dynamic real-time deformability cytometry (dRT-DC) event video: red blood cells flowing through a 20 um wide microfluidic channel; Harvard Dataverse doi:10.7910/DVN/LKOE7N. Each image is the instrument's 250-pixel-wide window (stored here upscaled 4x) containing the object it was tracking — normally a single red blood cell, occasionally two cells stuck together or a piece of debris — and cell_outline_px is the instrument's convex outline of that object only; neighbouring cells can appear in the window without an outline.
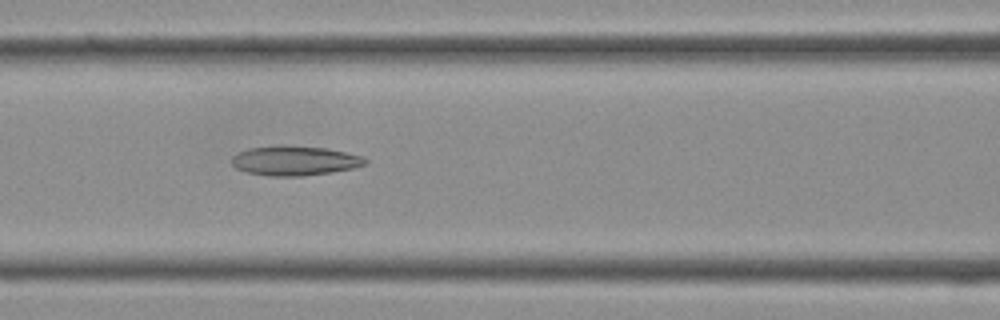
{"species": "Egyptian fruit bat (a non-hibernating species)", "species_latin": "Rousettus aegyptiacus", "temperature_condition": "cold", "stored_images_in_passage": 20, "camera_frame_rate_fps": 3000, "um_per_image_px": 0.085, "frame": {"image": 1, "passage_image": 5, "time_ms": 1.333, "image_size_px": [1000, 320], "cell_outline_px": [[368, 164], [352, 168], [332, 172], [304, 176], [268, 176], [248, 172], [236, 168], [232, 164], [232, 156], [248, 148], [324, 148], [364, 156], [368, 160]], "centroid_in_image_um": [25.11, 13.71], "position_along_channel_um": 141.5, "area_um2": 22.08}}
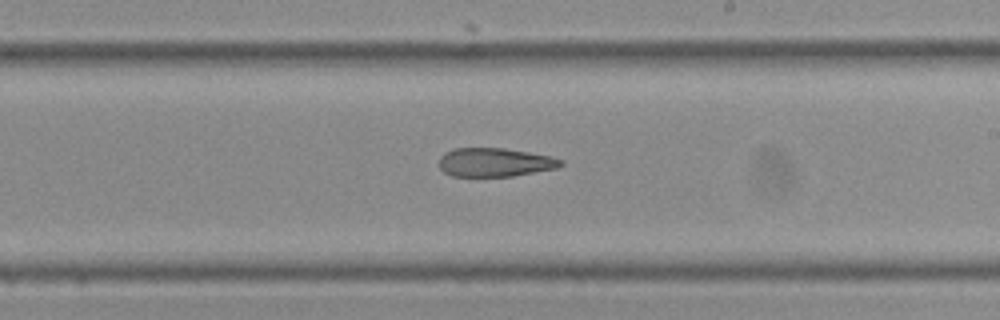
{"frame": {"image": 2, "passage_image": 11, "time_ms": 3.333, "image_size_px": [1000, 320], "cell_outline_px": [[564, 164], [556, 168], [512, 176], [452, 176], [444, 172], [440, 168], [440, 156], [444, 152], [452, 148], [504, 148], [552, 156], [564, 160]], "centroid_in_image_um": [42.06, 13.79], "position_along_channel_um": 246.9, "area_um2": 20.4}}
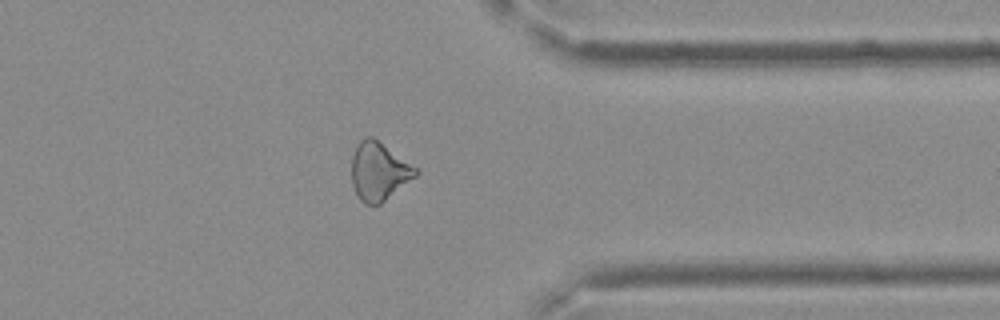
{"frame": {"image": 3, "passage_image": 19, "time_ms": 6.0, "image_size_px": [1000, 320], "cell_outline_px": [[420, 172], [416, 176], [380, 204], [364, 204], [360, 200], [352, 184], [352, 156], [356, 144], [364, 136], [372, 136], [420, 168]], "centroid_in_image_um": [32.23, 14.53], "position_along_channel_um": 379.2, "area_um2": 21.96}}